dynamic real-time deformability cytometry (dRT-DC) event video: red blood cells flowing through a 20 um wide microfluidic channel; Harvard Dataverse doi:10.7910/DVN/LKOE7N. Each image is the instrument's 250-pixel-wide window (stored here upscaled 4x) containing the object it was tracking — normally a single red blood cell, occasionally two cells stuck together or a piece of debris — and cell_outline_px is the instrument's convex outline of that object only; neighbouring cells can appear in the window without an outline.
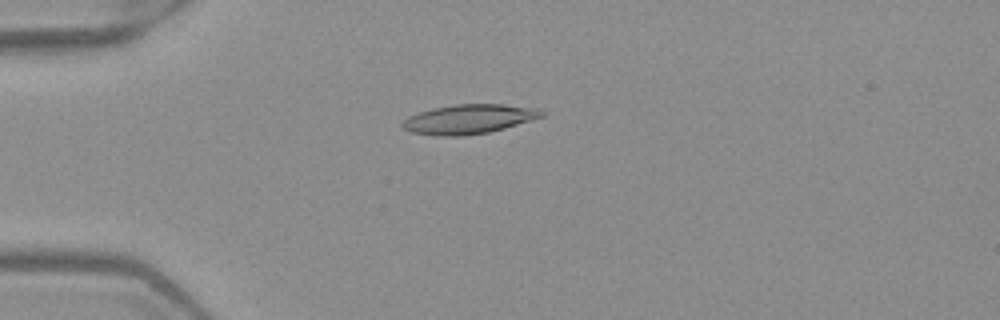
{"species": "Egyptian fruit bat (a non-hibernating species)", "species_latin": "Rousettus aegyptiacus", "temperature_condition": "warm", "stored_images_in_passage": 50, "camera_frame_rate_fps": 3000, "um_per_image_px": 0.085, "frame": {"image": 1, "passage_image": 12, "time_ms": 3.667, "image_size_px": [1000, 320], "cell_outline_px": [[544, 116], [504, 128], [488, 132], [460, 136], [436, 136], [412, 132], [404, 128], [400, 124], [408, 116], [432, 108], [456, 104], [504, 104], [540, 108], [544, 112]], "centroid_in_image_um": [39.86, 10.11], "position_along_channel_um": 45.1, "area_um2": 23.81}}
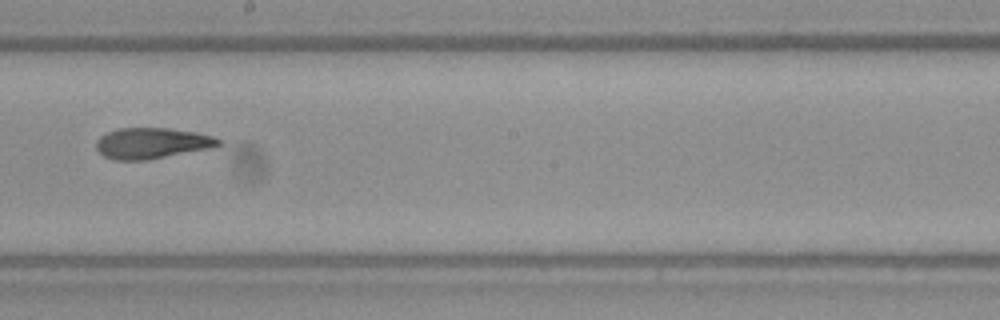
{"frame": {"image": 2, "passage_image": 28, "time_ms": 9.0, "image_size_px": [1000, 320], "cell_outline_px": [[224, 144], [208, 148], [148, 160], [116, 160], [104, 156], [96, 148], [96, 140], [100, 136], [108, 132], [120, 128], [168, 128], [196, 132], [212, 136], [220, 140]], "centroid_in_image_um": [12.9, 12.17], "position_along_channel_um": 235.3, "area_um2": 21.85}}
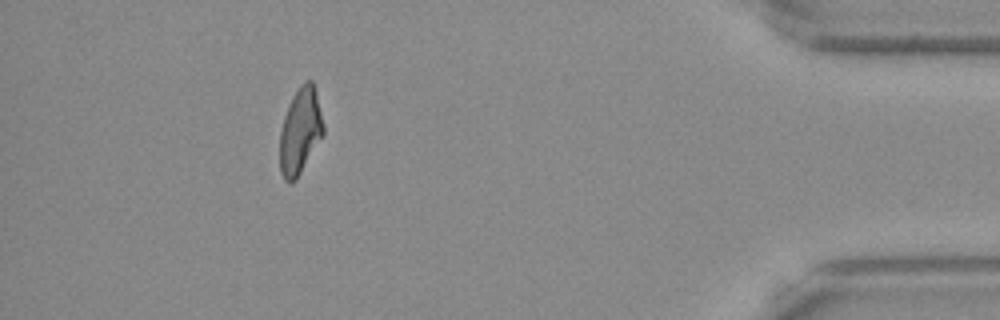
{"frame": {"image": 3, "passage_image": 45, "time_ms": 14.667, "image_size_px": [1000, 320], "cell_outline_px": [[324, 136], [296, 180], [288, 184], [284, 180], [280, 172], [280, 132], [284, 116], [288, 104], [292, 96], [300, 84], [304, 80], [312, 80], [316, 88], [324, 124]], "centroid_in_image_um": [25.54, 11.13], "position_along_channel_um": 409.7, "area_um2": 22.43}, "authors_computed_cell_mechanics": {"area_um2": 22.3975, "velocity_mm_per_s": 3.9936, "shape_relaxation_time_tau1_ms": null, "shape_relaxation_time_tau2_ms": 3.1014, "deformation_change_tau1": null, "deformation_change_tau2": 0.1152}}